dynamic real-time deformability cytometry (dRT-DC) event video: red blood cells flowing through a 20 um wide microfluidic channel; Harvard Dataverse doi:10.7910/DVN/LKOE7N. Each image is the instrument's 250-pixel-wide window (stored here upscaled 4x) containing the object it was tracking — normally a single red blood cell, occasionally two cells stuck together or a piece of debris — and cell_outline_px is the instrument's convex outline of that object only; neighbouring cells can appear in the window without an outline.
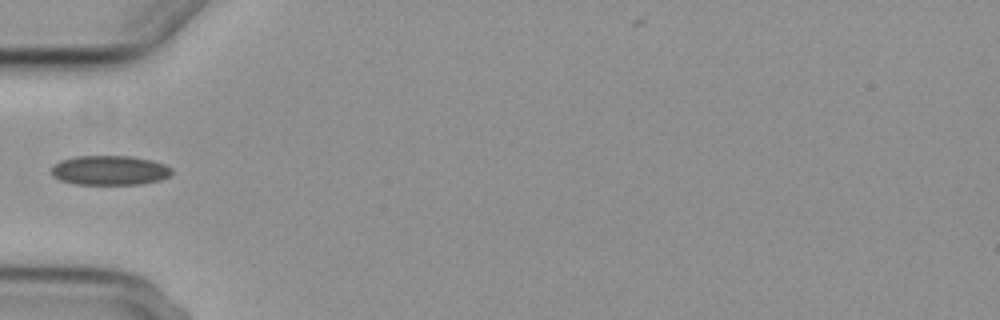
{"species": "common noctule bat (a hibernating species)", "species_latin": "Nyctalus noctula", "temperature_condition": "cold", "stored_images_in_passage": 3, "camera_frame_rate_fps": 3000, "um_per_image_px": 0.085, "animal": {"sex": "female", "body_mass_g": 29.2, "forearm_length_mm": 56.3}, "frame": {"image": 1, "passage_image": 2, "time_ms": 1.333, "image_size_px": [1000, 320], "cell_outline_px": [[172, 172], [168, 176], [160, 180], [140, 184], [76, 184], [60, 180], [52, 176], [52, 164], [60, 160], [76, 156], [128, 156], [152, 160], [164, 164], [172, 168]], "centroid_in_image_um": [9.3, 14.47], "position_along_channel_um": 75.7, "area_um2": 20.75}}
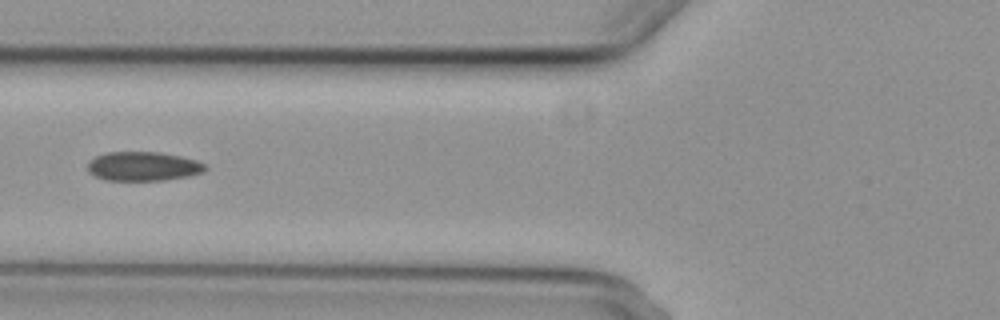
{"frame": {"image": 2, "passage_image": 3, "time_ms": 2.333, "image_size_px": [1000, 320], "cell_outline_px": [[208, 168], [204, 172], [188, 176], [164, 180], [104, 180], [88, 172], [88, 160], [104, 152], [160, 152], [180, 156], [196, 160], [204, 164]], "centroid_in_image_um": [12.15, 14.13], "position_along_channel_um": 113.6, "area_um2": 20.06}}